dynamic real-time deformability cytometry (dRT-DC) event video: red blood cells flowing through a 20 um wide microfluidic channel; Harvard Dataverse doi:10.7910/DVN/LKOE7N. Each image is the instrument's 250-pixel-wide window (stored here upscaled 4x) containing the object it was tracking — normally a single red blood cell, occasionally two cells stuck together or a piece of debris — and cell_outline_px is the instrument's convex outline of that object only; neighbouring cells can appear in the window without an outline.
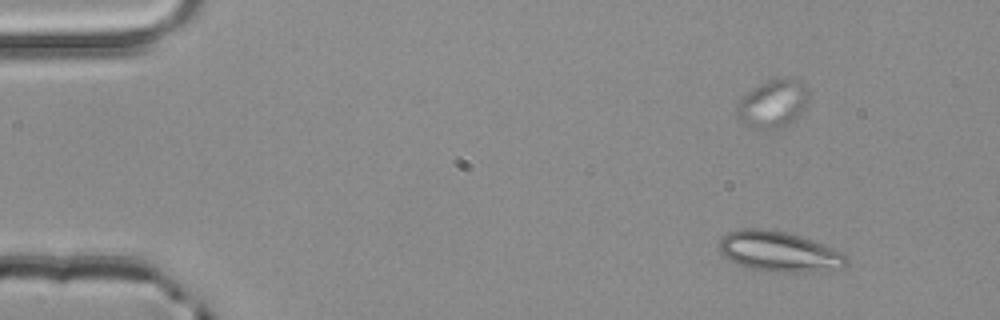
{"species": "common noctule bat (a hibernating species)", "species_latin": "Nyctalus noctula", "temperature_condition": "room temperature", "stored_images_in_passage": 3, "camera_frame_rate_fps": 3000, "um_per_image_px": 0.085, "animal": {"sex": "male", "body_mass_g": 20.4}, "frame": {"image": 1, "passage_image": 1, "time_ms": 0.0, "image_size_px": [1000, 320], "cell_outline_px": [[848, 264], [844, 268], [800, 272], [768, 272], [748, 268], [736, 264], [724, 256], [720, 252], [720, 240], [728, 232], [740, 228], [764, 228], [784, 232], [800, 236], [824, 244], [844, 252], [848, 260]], "centroid_in_image_um": [66.23, 21.39], "position_along_channel_um": 18.8, "area_um2": 30.11}}